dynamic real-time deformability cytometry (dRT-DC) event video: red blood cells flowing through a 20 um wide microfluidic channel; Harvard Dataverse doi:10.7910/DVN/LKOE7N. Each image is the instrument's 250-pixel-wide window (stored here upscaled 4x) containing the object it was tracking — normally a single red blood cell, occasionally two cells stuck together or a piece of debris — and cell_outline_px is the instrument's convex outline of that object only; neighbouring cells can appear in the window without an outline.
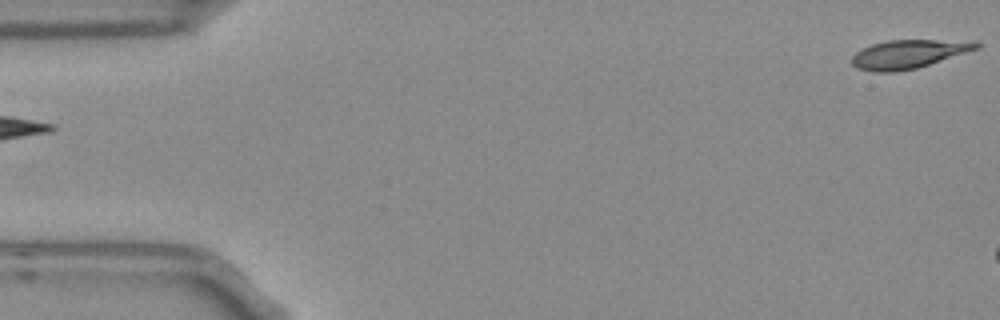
{"species": "Egyptian fruit bat (a non-hibernating species)", "species_latin": "Rousettus aegyptiacus", "temperature_condition": "room temperature", "stored_images_in_passage": 5, "segment_of_instrument_passage": [2, 2], "camera_frame_rate_fps": 3000, "um_per_image_px": 0.085, "frame": {"image": 1, "passage_image": 5, "time_ms": 1.333, "image_size_px": [1000, 320], "cell_outline_px": [[980, 48], [916, 68], [896, 72], [872, 72], [856, 68], [852, 64], [852, 56], [860, 48], [872, 44], [888, 40], [936, 40], [980, 44]], "centroid_in_image_um": [77.09, 4.62], "position_along_channel_um": 7.9, "area_um2": 20.35}}